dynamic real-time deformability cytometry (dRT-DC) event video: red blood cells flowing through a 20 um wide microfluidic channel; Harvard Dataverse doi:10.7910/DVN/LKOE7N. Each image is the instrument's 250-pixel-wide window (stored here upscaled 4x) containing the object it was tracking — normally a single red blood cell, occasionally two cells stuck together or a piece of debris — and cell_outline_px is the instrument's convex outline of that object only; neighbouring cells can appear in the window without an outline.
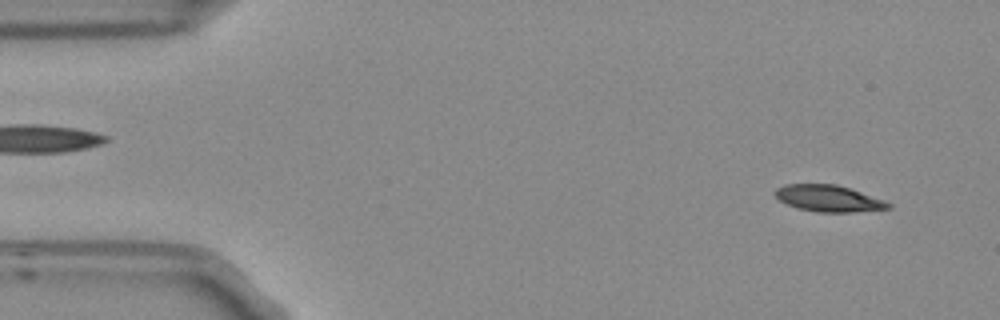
{"species": "Egyptian fruit bat (a non-hibernating species)", "species_latin": "Rousettus aegyptiacus", "temperature_condition": "room temperature", "stored_images_in_passage": 5, "camera_frame_rate_fps": 3000, "um_per_image_px": 0.085, "frame": {"image": 1, "passage_image": 2, "time_ms": 0.333, "image_size_px": [1000, 320], "cell_outline_px": [[892, 208], [852, 212], [816, 212], [796, 208], [780, 200], [772, 192], [776, 188], [784, 184], [836, 184], [884, 200], [892, 204]], "centroid_in_image_um": [70.4, 16.87], "position_along_channel_um": 14.6, "area_um2": 17.46}}
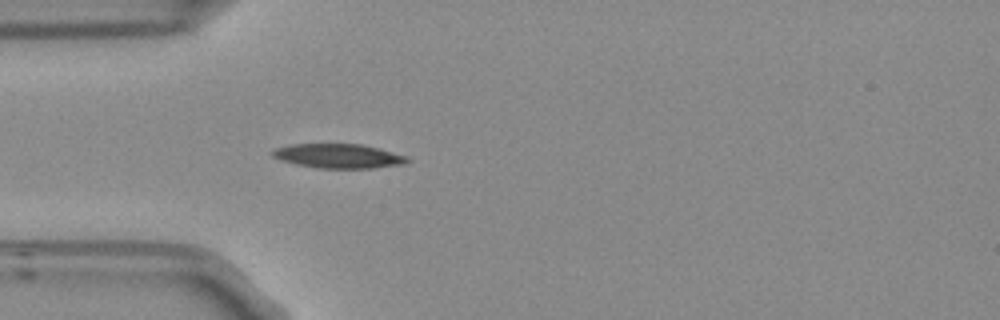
{"frame": {"image": 2, "passage_image": 5, "time_ms": 1.333, "image_size_px": [1000, 320], "cell_outline_px": [[412, 160], [404, 164], [372, 168], [320, 168], [300, 164], [284, 160], [272, 156], [272, 152], [276, 148], [292, 144], [360, 144], [380, 148], [408, 156]], "centroid_in_image_um": [28.87, 13.25], "position_along_channel_um": 56.1, "area_um2": 18.9}}